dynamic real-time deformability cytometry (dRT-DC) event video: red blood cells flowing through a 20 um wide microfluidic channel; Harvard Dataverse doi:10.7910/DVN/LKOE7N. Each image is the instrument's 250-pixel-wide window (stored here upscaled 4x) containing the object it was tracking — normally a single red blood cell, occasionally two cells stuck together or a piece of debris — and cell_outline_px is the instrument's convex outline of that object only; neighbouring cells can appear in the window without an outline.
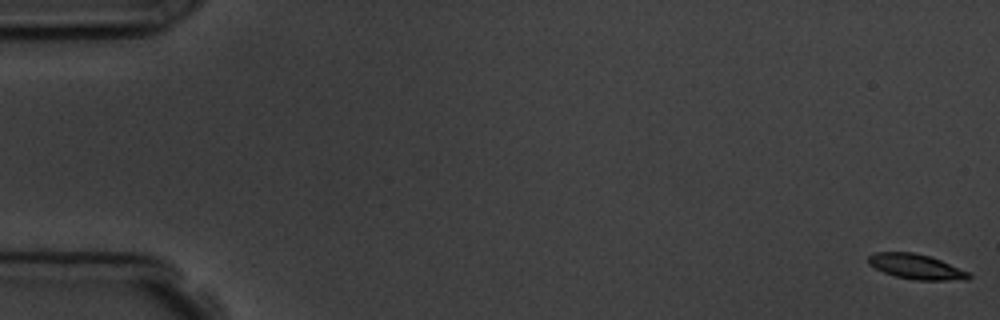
{"species": "common noctule bat (a hibernating species)", "species_latin": "Nyctalus noctula", "temperature_condition": "room temperature", "stored_images_in_passage": 6, "camera_frame_rate_fps": 3000, "um_per_image_px": 0.085, "animal": {"sex": "male", "body_mass_g": 19.5, "forearm_length_mm": 54.6}, "frame": {"image": 1, "passage_image": 1, "time_ms": 0.0, "image_size_px": [1000, 320], "cell_outline_px": [[972, 276], [968, 280], [916, 280], [896, 276], [884, 272], [868, 264], [868, 256], [876, 252], [912, 252], [928, 256], [940, 260], [968, 272]], "centroid_in_image_um": [77.87, 22.67], "position_along_channel_um": 7.1, "area_um2": 14.45}}
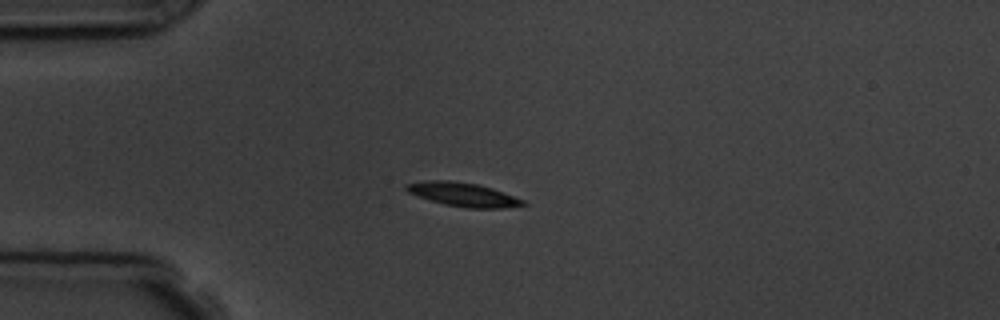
{"frame": {"image": 2, "passage_image": 5, "time_ms": 4.667, "image_size_px": [1000, 320], "cell_outline_px": [[528, 204], [504, 208], [468, 208], [444, 204], [408, 192], [404, 188], [404, 184], [428, 180], [448, 180], [480, 184], [492, 188], [524, 200]], "centroid_in_image_um": [39.38, 16.52], "position_along_channel_um": 45.6, "area_um2": 16.07}}